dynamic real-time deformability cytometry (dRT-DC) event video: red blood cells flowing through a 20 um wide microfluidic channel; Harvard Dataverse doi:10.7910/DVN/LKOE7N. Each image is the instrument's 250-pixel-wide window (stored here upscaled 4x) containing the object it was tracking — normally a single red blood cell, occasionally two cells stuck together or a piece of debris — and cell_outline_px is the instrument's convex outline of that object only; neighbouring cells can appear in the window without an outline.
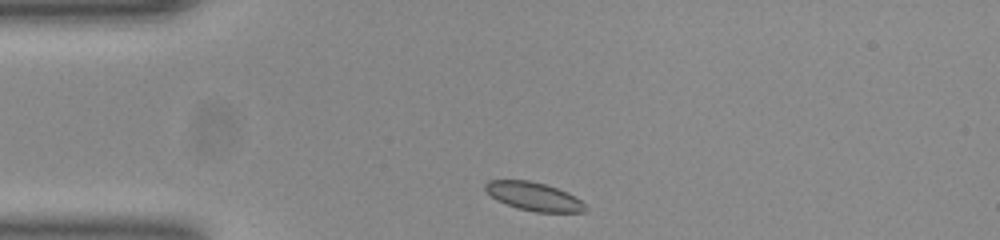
{"species": "common noctule bat (a hibernating species)", "species_latin": "Nyctalus noctula", "temperature_condition": "room temperature", "stored_images_in_passage": 32, "camera_frame_rate_fps": 3000, "um_per_image_px": 0.085, "animal": {"sex": "female", "body_mass_g": 23.0, "forearm_length_mm": 53.4}, "frame": {"image": 1, "passage_image": 1, "time_ms": 0.0, "image_size_px": [1000, 240], "cell_outline_px": [[588, 208], [584, 212], [536, 212], [516, 208], [496, 200], [484, 188], [484, 184], [488, 180], [528, 180], [544, 184], [556, 188], [580, 200]], "centroid_in_image_um": [45.33, 16.7], "position_along_channel_um": 39.7, "area_um2": 16.36}}
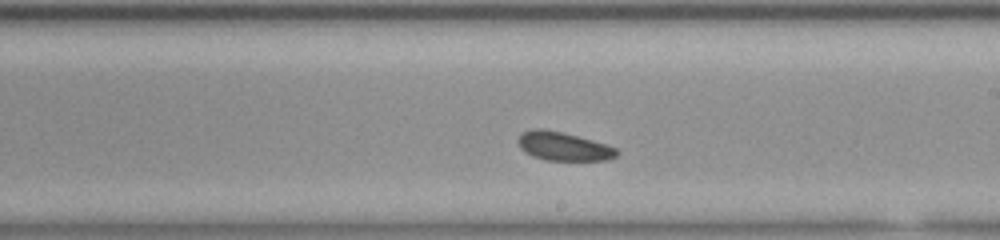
{"frame": {"image": 2, "passage_image": 19, "time_ms": 6.0, "image_size_px": [1000, 240], "cell_outline_px": [[620, 152], [616, 156], [608, 160], [544, 160], [532, 156], [524, 152], [520, 148], [516, 140], [520, 132], [532, 128], [544, 128], [564, 132], [592, 140], [616, 148]], "centroid_in_image_um": [47.82, 12.42], "position_along_channel_um": 241.2, "area_um2": 16.76}}
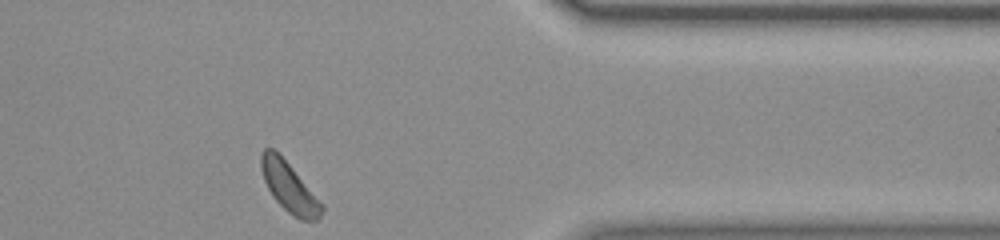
{"frame": {"image": 3, "passage_image": 32, "time_ms": 10.333, "image_size_px": [1000, 240], "cell_outline_px": [[324, 208], [320, 216], [316, 220], [300, 220], [292, 216], [272, 196], [264, 180], [260, 168], [260, 156], [264, 148], [272, 148], [292, 168], [324, 204]], "centroid_in_image_um": [24.58, 15.93], "position_along_channel_um": 386.8, "area_um2": 17.34}, "authors_computed_cell_mechanics": {"area_um2": 16.9065, "velocity_mm_per_s": 3.8244, "shape_relaxation_time_tau1_ms": null, "shape_relaxation_time_tau2_ms": 4.9962, "deformation_change_tau1": null, "deformation_change_tau2": 0.0999}}